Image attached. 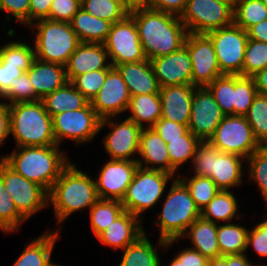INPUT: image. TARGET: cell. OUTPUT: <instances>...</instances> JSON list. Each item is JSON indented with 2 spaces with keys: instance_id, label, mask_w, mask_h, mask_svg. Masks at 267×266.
I'll return each instance as SVG.
<instances>
[{
  "instance_id": "cell-47",
  "label": "cell",
  "mask_w": 267,
  "mask_h": 266,
  "mask_svg": "<svg viewBox=\"0 0 267 266\" xmlns=\"http://www.w3.org/2000/svg\"><path fill=\"white\" fill-rule=\"evenodd\" d=\"M110 69H98L77 76L71 83L89 101L97 95L103 86Z\"/></svg>"
},
{
  "instance_id": "cell-1",
  "label": "cell",
  "mask_w": 267,
  "mask_h": 266,
  "mask_svg": "<svg viewBox=\"0 0 267 266\" xmlns=\"http://www.w3.org/2000/svg\"><path fill=\"white\" fill-rule=\"evenodd\" d=\"M129 15L134 19L148 60L171 54L185 45L189 32L179 16L151 8L135 10Z\"/></svg>"
},
{
  "instance_id": "cell-11",
  "label": "cell",
  "mask_w": 267,
  "mask_h": 266,
  "mask_svg": "<svg viewBox=\"0 0 267 266\" xmlns=\"http://www.w3.org/2000/svg\"><path fill=\"white\" fill-rule=\"evenodd\" d=\"M0 177L18 212L27 220L49 205L48 192L36 183L24 178L0 159Z\"/></svg>"
},
{
  "instance_id": "cell-26",
  "label": "cell",
  "mask_w": 267,
  "mask_h": 266,
  "mask_svg": "<svg viewBox=\"0 0 267 266\" xmlns=\"http://www.w3.org/2000/svg\"><path fill=\"white\" fill-rule=\"evenodd\" d=\"M81 43H104L112 23L90 15L83 8L69 22Z\"/></svg>"
},
{
  "instance_id": "cell-19",
  "label": "cell",
  "mask_w": 267,
  "mask_h": 266,
  "mask_svg": "<svg viewBox=\"0 0 267 266\" xmlns=\"http://www.w3.org/2000/svg\"><path fill=\"white\" fill-rule=\"evenodd\" d=\"M150 62L160 88L192 84V63L185 46L166 56L151 59Z\"/></svg>"
},
{
  "instance_id": "cell-28",
  "label": "cell",
  "mask_w": 267,
  "mask_h": 266,
  "mask_svg": "<svg viewBox=\"0 0 267 266\" xmlns=\"http://www.w3.org/2000/svg\"><path fill=\"white\" fill-rule=\"evenodd\" d=\"M183 235L191 238L194 247L203 256L208 259H214L220 256L219 244L217 241V224L198 218Z\"/></svg>"
},
{
  "instance_id": "cell-18",
  "label": "cell",
  "mask_w": 267,
  "mask_h": 266,
  "mask_svg": "<svg viewBox=\"0 0 267 266\" xmlns=\"http://www.w3.org/2000/svg\"><path fill=\"white\" fill-rule=\"evenodd\" d=\"M130 94L121 74L115 67L108 72L103 86L91 100L92 108L101 118L113 117L127 111Z\"/></svg>"
},
{
  "instance_id": "cell-34",
  "label": "cell",
  "mask_w": 267,
  "mask_h": 266,
  "mask_svg": "<svg viewBox=\"0 0 267 266\" xmlns=\"http://www.w3.org/2000/svg\"><path fill=\"white\" fill-rule=\"evenodd\" d=\"M237 201L234 195L228 190H220L215 197L200 212L201 218L217 223L218 221H230L238 218ZM216 219V220H214Z\"/></svg>"
},
{
  "instance_id": "cell-51",
  "label": "cell",
  "mask_w": 267,
  "mask_h": 266,
  "mask_svg": "<svg viewBox=\"0 0 267 266\" xmlns=\"http://www.w3.org/2000/svg\"><path fill=\"white\" fill-rule=\"evenodd\" d=\"M250 245L259 256L267 257V220L257 224L252 231L248 232L247 249Z\"/></svg>"
},
{
  "instance_id": "cell-48",
  "label": "cell",
  "mask_w": 267,
  "mask_h": 266,
  "mask_svg": "<svg viewBox=\"0 0 267 266\" xmlns=\"http://www.w3.org/2000/svg\"><path fill=\"white\" fill-rule=\"evenodd\" d=\"M221 151L212 146L208 141L201 142L196 148L193 158V165L196 176L210 177L213 171L214 156H218Z\"/></svg>"
},
{
  "instance_id": "cell-60",
  "label": "cell",
  "mask_w": 267,
  "mask_h": 266,
  "mask_svg": "<svg viewBox=\"0 0 267 266\" xmlns=\"http://www.w3.org/2000/svg\"><path fill=\"white\" fill-rule=\"evenodd\" d=\"M209 259L197 250L187 248L185 250V266H208Z\"/></svg>"
},
{
  "instance_id": "cell-50",
  "label": "cell",
  "mask_w": 267,
  "mask_h": 266,
  "mask_svg": "<svg viewBox=\"0 0 267 266\" xmlns=\"http://www.w3.org/2000/svg\"><path fill=\"white\" fill-rule=\"evenodd\" d=\"M80 8V0H53L47 19L51 21L70 22Z\"/></svg>"
},
{
  "instance_id": "cell-20",
  "label": "cell",
  "mask_w": 267,
  "mask_h": 266,
  "mask_svg": "<svg viewBox=\"0 0 267 266\" xmlns=\"http://www.w3.org/2000/svg\"><path fill=\"white\" fill-rule=\"evenodd\" d=\"M195 87L187 84L160 88L161 118L188 126Z\"/></svg>"
},
{
  "instance_id": "cell-45",
  "label": "cell",
  "mask_w": 267,
  "mask_h": 266,
  "mask_svg": "<svg viewBox=\"0 0 267 266\" xmlns=\"http://www.w3.org/2000/svg\"><path fill=\"white\" fill-rule=\"evenodd\" d=\"M35 58L34 48L27 43L10 42L0 48V62L22 65L26 72Z\"/></svg>"
},
{
  "instance_id": "cell-63",
  "label": "cell",
  "mask_w": 267,
  "mask_h": 266,
  "mask_svg": "<svg viewBox=\"0 0 267 266\" xmlns=\"http://www.w3.org/2000/svg\"><path fill=\"white\" fill-rule=\"evenodd\" d=\"M169 266H185V249L174 257Z\"/></svg>"
},
{
  "instance_id": "cell-37",
  "label": "cell",
  "mask_w": 267,
  "mask_h": 266,
  "mask_svg": "<svg viewBox=\"0 0 267 266\" xmlns=\"http://www.w3.org/2000/svg\"><path fill=\"white\" fill-rule=\"evenodd\" d=\"M267 19V6L262 0H237L233 10V23L247 30Z\"/></svg>"
},
{
  "instance_id": "cell-8",
  "label": "cell",
  "mask_w": 267,
  "mask_h": 266,
  "mask_svg": "<svg viewBox=\"0 0 267 266\" xmlns=\"http://www.w3.org/2000/svg\"><path fill=\"white\" fill-rule=\"evenodd\" d=\"M208 142L221 152L240 155L245 160L261 145L245 116L225 115Z\"/></svg>"
},
{
  "instance_id": "cell-2",
  "label": "cell",
  "mask_w": 267,
  "mask_h": 266,
  "mask_svg": "<svg viewBox=\"0 0 267 266\" xmlns=\"http://www.w3.org/2000/svg\"><path fill=\"white\" fill-rule=\"evenodd\" d=\"M63 154L58 145L24 146L1 159L15 172L49 193L62 171L70 164Z\"/></svg>"
},
{
  "instance_id": "cell-49",
  "label": "cell",
  "mask_w": 267,
  "mask_h": 266,
  "mask_svg": "<svg viewBox=\"0 0 267 266\" xmlns=\"http://www.w3.org/2000/svg\"><path fill=\"white\" fill-rule=\"evenodd\" d=\"M1 98L8 99L11 103L9 105L19 102H34L35 90L28 74L24 72L20 77L14 78L11 81V87Z\"/></svg>"
},
{
  "instance_id": "cell-23",
  "label": "cell",
  "mask_w": 267,
  "mask_h": 266,
  "mask_svg": "<svg viewBox=\"0 0 267 266\" xmlns=\"http://www.w3.org/2000/svg\"><path fill=\"white\" fill-rule=\"evenodd\" d=\"M114 67L126 83L130 96L160 92V86L150 60L123 63Z\"/></svg>"
},
{
  "instance_id": "cell-16",
  "label": "cell",
  "mask_w": 267,
  "mask_h": 266,
  "mask_svg": "<svg viewBox=\"0 0 267 266\" xmlns=\"http://www.w3.org/2000/svg\"><path fill=\"white\" fill-rule=\"evenodd\" d=\"M110 118L101 119L100 123V130L106 124L112 128L104 138L105 151L110 154L111 160L137 161L130 157L138 153L143 128L128 118L120 124L113 122Z\"/></svg>"
},
{
  "instance_id": "cell-4",
  "label": "cell",
  "mask_w": 267,
  "mask_h": 266,
  "mask_svg": "<svg viewBox=\"0 0 267 266\" xmlns=\"http://www.w3.org/2000/svg\"><path fill=\"white\" fill-rule=\"evenodd\" d=\"M10 134L16 147L57 145L53 133L52 117L42 100L9 105Z\"/></svg>"
},
{
  "instance_id": "cell-39",
  "label": "cell",
  "mask_w": 267,
  "mask_h": 266,
  "mask_svg": "<svg viewBox=\"0 0 267 266\" xmlns=\"http://www.w3.org/2000/svg\"><path fill=\"white\" fill-rule=\"evenodd\" d=\"M260 145H267V95L257 94L245 115Z\"/></svg>"
},
{
  "instance_id": "cell-38",
  "label": "cell",
  "mask_w": 267,
  "mask_h": 266,
  "mask_svg": "<svg viewBox=\"0 0 267 266\" xmlns=\"http://www.w3.org/2000/svg\"><path fill=\"white\" fill-rule=\"evenodd\" d=\"M81 8L90 15L107 20L112 24L123 20L129 14L123 7V2L113 0H82Z\"/></svg>"
},
{
  "instance_id": "cell-42",
  "label": "cell",
  "mask_w": 267,
  "mask_h": 266,
  "mask_svg": "<svg viewBox=\"0 0 267 266\" xmlns=\"http://www.w3.org/2000/svg\"><path fill=\"white\" fill-rule=\"evenodd\" d=\"M179 179L188 188L190 195L200 212L220 191L215 182L208 177L194 175L189 179V181L186 180L187 178L183 177Z\"/></svg>"
},
{
  "instance_id": "cell-10",
  "label": "cell",
  "mask_w": 267,
  "mask_h": 266,
  "mask_svg": "<svg viewBox=\"0 0 267 266\" xmlns=\"http://www.w3.org/2000/svg\"><path fill=\"white\" fill-rule=\"evenodd\" d=\"M189 33L207 34L233 23V10L218 0H187L179 17Z\"/></svg>"
},
{
  "instance_id": "cell-13",
  "label": "cell",
  "mask_w": 267,
  "mask_h": 266,
  "mask_svg": "<svg viewBox=\"0 0 267 266\" xmlns=\"http://www.w3.org/2000/svg\"><path fill=\"white\" fill-rule=\"evenodd\" d=\"M101 118L89 102L74 111H63L52 116L53 133L59 146L64 138L78 143L88 142L100 131Z\"/></svg>"
},
{
  "instance_id": "cell-24",
  "label": "cell",
  "mask_w": 267,
  "mask_h": 266,
  "mask_svg": "<svg viewBox=\"0 0 267 266\" xmlns=\"http://www.w3.org/2000/svg\"><path fill=\"white\" fill-rule=\"evenodd\" d=\"M141 219L125 211L97 238L102 244L111 246L115 250L125 249L145 233L140 223Z\"/></svg>"
},
{
  "instance_id": "cell-17",
  "label": "cell",
  "mask_w": 267,
  "mask_h": 266,
  "mask_svg": "<svg viewBox=\"0 0 267 266\" xmlns=\"http://www.w3.org/2000/svg\"><path fill=\"white\" fill-rule=\"evenodd\" d=\"M138 167L137 161L110 159L95 181L99 199L121 201Z\"/></svg>"
},
{
  "instance_id": "cell-5",
  "label": "cell",
  "mask_w": 267,
  "mask_h": 266,
  "mask_svg": "<svg viewBox=\"0 0 267 266\" xmlns=\"http://www.w3.org/2000/svg\"><path fill=\"white\" fill-rule=\"evenodd\" d=\"M172 182L162 212L157 219L159 222H156L161 231L159 245L166 248L174 241H178L186 230L201 217L200 210L196 207L185 184L179 178Z\"/></svg>"
},
{
  "instance_id": "cell-65",
  "label": "cell",
  "mask_w": 267,
  "mask_h": 266,
  "mask_svg": "<svg viewBox=\"0 0 267 266\" xmlns=\"http://www.w3.org/2000/svg\"><path fill=\"white\" fill-rule=\"evenodd\" d=\"M49 266H60V265H57V264H53L52 262L49 264Z\"/></svg>"
},
{
  "instance_id": "cell-35",
  "label": "cell",
  "mask_w": 267,
  "mask_h": 266,
  "mask_svg": "<svg viewBox=\"0 0 267 266\" xmlns=\"http://www.w3.org/2000/svg\"><path fill=\"white\" fill-rule=\"evenodd\" d=\"M91 228L96 238L125 212L121 201L99 199L90 209Z\"/></svg>"
},
{
  "instance_id": "cell-40",
  "label": "cell",
  "mask_w": 267,
  "mask_h": 266,
  "mask_svg": "<svg viewBox=\"0 0 267 266\" xmlns=\"http://www.w3.org/2000/svg\"><path fill=\"white\" fill-rule=\"evenodd\" d=\"M257 94L253 77L234 75V115L245 116Z\"/></svg>"
},
{
  "instance_id": "cell-27",
  "label": "cell",
  "mask_w": 267,
  "mask_h": 266,
  "mask_svg": "<svg viewBox=\"0 0 267 266\" xmlns=\"http://www.w3.org/2000/svg\"><path fill=\"white\" fill-rule=\"evenodd\" d=\"M243 157L233 153L220 152L214 156L211 178L220 190L228 191L233 186L242 183Z\"/></svg>"
},
{
  "instance_id": "cell-46",
  "label": "cell",
  "mask_w": 267,
  "mask_h": 266,
  "mask_svg": "<svg viewBox=\"0 0 267 266\" xmlns=\"http://www.w3.org/2000/svg\"><path fill=\"white\" fill-rule=\"evenodd\" d=\"M246 160L250 164V179L258 185L267 204V145H261Z\"/></svg>"
},
{
  "instance_id": "cell-21",
  "label": "cell",
  "mask_w": 267,
  "mask_h": 266,
  "mask_svg": "<svg viewBox=\"0 0 267 266\" xmlns=\"http://www.w3.org/2000/svg\"><path fill=\"white\" fill-rule=\"evenodd\" d=\"M107 56L102 43H80L65 65L68 82L87 72L111 69L113 66L110 63L105 65Z\"/></svg>"
},
{
  "instance_id": "cell-30",
  "label": "cell",
  "mask_w": 267,
  "mask_h": 266,
  "mask_svg": "<svg viewBox=\"0 0 267 266\" xmlns=\"http://www.w3.org/2000/svg\"><path fill=\"white\" fill-rule=\"evenodd\" d=\"M41 100L51 117L63 111L81 109L89 103L71 82H67L63 87L47 94Z\"/></svg>"
},
{
  "instance_id": "cell-66",
  "label": "cell",
  "mask_w": 267,
  "mask_h": 266,
  "mask_svg": "<svg viewBox=\"0 0 267 266\" xmlns=\"http://www.w3.org/2000/svg\"><path fill=\"white\" fill-rule=\"evenodd\" d=\"M262 2L267 6V0H262Z\"/></svg>"
},
{
  "instance_id": "cell-6",
  "label": "cell",
  "mask_w": 267,
  "mask_h": 266,
  "mask_svg": "<svg viewBox=\"0 0 267 266\" xmlns=\"http://www.w3.org/2000/svg\"><path fill=\"white\" fill-rule=\"evenodd\" d=\"M36 23L30 25L31 28L35 25L38 29V33L35 32V58L65 66L81 43L70 23L48 19H41Z\"/></svg>"
},
{
  "instance_id": "cell-15",
  "label": "cell",
  "mask_w": 267,
  "mask_h": 266,
  "mask_svg": "<svg viewBox=\"0 0 267 266\" xmlns=\"http://www.w3.org/2000/svg\"><path fill=\"white\" fill-rule=\"evenodd\" d=\"M225 117L209 89L195 87L188 128L201 142H207Z\"/></svg>"
},
{
  "instance_id": "cell-31",
  "label": "cell",
  "mask_w": 267,
  "mask_h": 266,
  "mask_svg": "<svg viewBox=\"0 0 267 266\" xmlns=\"http://www.w3.org/2000/svg\"><path fill=\"white\" fill-rule=\"evenodd\" d=\"M127 110L132 115L129 120L144 128L142 121L148 122L147 127L151 128L161 118V99L159 93L140 94L130 96Z\"/></svg>"
},
{
  "instance_id": "cell-56",
  "label": "cell",
  "mask_w": 267,
  "mask_h": 266,
  "mask_svg": "<svg viewBox=\"0 0 267 266\" xmlns=\"http://www.w3.org/2000/svg\"><path fill=\"white\" fill-rule=\"evenodd\" d=\"M53 0H30L29 9V25L33 23L32 20L47 19L49 17V10Z\"/></svg>"
},
{
  "instance_id": "cell-54",
  "label": "cell",
  "mask_w": 267,
  "mask_h": 266,
  "mask_svg": "<svg viewBox=\"0 0 267 266\" xmlns=\"http://www.w3.org/2000/svg\"><path fill=\"white\" fill-rule=\"evenodd\" d=\"M23 73L24 71L22 70V65L0 62V98L11 87V81L14 78L20 77Z\"/></svg>"
},
{
  "instance_id": "cell-3",
  "label": "cell",
  "mask_w": 267,
  "mask_h": 266,
  "mask_svg": "<svg viewBox=\"0 0 267 266\" xmlns=\"http://www.w3.org/2000/svg\"><path fill=\"white\" fill-rule=\"evenodd\" d=\"M99 200L95 181L70 163L48 193L58 223L82 208H91Z\"/></svg>"
},
{
  "instance_id": "cell-41",
  "label": "cell",
  "mask_w": 267,
  "mask_h": 266,
  "mask_svg": "<svg viewBox=\"0 0 267 266\" xmlns=\"http://www.w3.org/2000/svg\"><path fill=\"white\" fill-rule=\"evenodd\" d=\"M225 115H234V75H222L206 86Z\"/></svg>"
},
{
  "instance_id": "cell-64",
  "label": "cell",
  "mask_w": 267,
  "mask_h": 266,
  "mask_svg": "<svg viewBox=\"0 0 267 266\" xmlns=\"http://www.w3.org/2000/svg\"><path fill=\"white\" fill-rule=\"evenodd\" d=\"M224 4H227L232 10H234L237 0H218Z\"/></svg>"
},
{
  "instance_id": "cell-29",
  "label": "cell",
  "mask_w": 267,
  "mask_h": 266,
  "mask_svg": "<svg viewBox=\"0 0 267 266\" xmlns=\"http://www.w3.org/2000/svg\"><path fill=\"white\" fill-rule=\"evenodd\" d=\"M59 234L57 231L53 233L48 231L39 236L25 247L13 266H49L52 250Z\"/></svg>"
},
{
  "instance_id": "cell-44",
  "label": "cell",
  "mask_w": 267,
  "mask_h": 266,
  "mask_svg": "<svg viewBox=\"0 0 267 266\" xmlns=\"http://www.w3.org/2000/svg\"><path fill=\"white\" fill-rule=\"evenodd\" d=\"M26 219L18 212L12 197L0 177V229L3 232L16 231Z\"/></svg>"
},
{
  "instance_id": "cell-59",
  "label": "cell",
  "mask_w": 267,
  "mask_h": 266,
  "mask_svg": "<svg viewBox=\"0 0 267 266\" xmlns=\"http://www.w3.org/2000/svg\"><path fill=\"white\" fill-rule=\"evenodd\" d=\"M246 31L249 39L267 43V19L249 27Z\"/></svg>"
},
{
  "instance_id": "cell-9",
  "label": "cell",
  "mask_w": 267,
  "mask_h": 266,
  "mask_svg": "<svg viewBox=\"0 0 267 266\" xmlns=\"http://www.w3.org/2000/svg\"><path fill=\"white\" fill-rule=\"evenodd\" d=\"M213 43L222 75H241L247 31L232 23L206 34Z\"/></svg>"
},
{
  "instance_id": "cell-22",
  "label": "cell",
  "mask_w": 267,
  "mask_h": 266,
  "mask_svg": "<svg viewBox=\"0 0 267 266\" xmlns=\"http://www.w3.org/2000/svg\"><path fill=\"white\" fill-rule=\"evenodd\" d=\"M35 90V101L63 87L67 82L65 66L34 58L26 71Z\"/></svg>"
},
{
  "instance_id": "cell-14",
  "label": "cell",
  "mask_w": 267,
  "mask_h": 266,
  "mask_svg": "<svg viewBox=\"0 0 267 266\" xmlns=\"http://www.w3.org/2000/svg\"><path fill=\"white\" fill-rule=\"evenodd\" d=\"M192 63V85L204 87L222 76L212 41L206 34L188 33L185 45Z\"/></svg>"
},
{
  "instance_id": "cell-58",
  "label": "cell",
  "mask_w": 267,
  "mask_h": 266,
  "mask_svg": "<svg viewBox=\"0 0 267 266\" xmlns=\"http://www.w3.org/2000/svg\"><path fill=\"white\" fill-rule=\"evenodd\" d=\"M10 134L9 104L0 103V146Z\"/></svg>"
},
{
  "instance_id": "cell-36",
  "label": "cell",
  "mask_w": 267,
  "mask_h": 266,
  "mask_svg": "<svg viewBox=\"0 0 267 266\" xmlns=\"http://www.w3.org/2000/svg\"><path fill=\"white\" fill-rule=\"evenodd\" d=\"M171 161V175L174 176L178 166L185 163L188 159H193L196 148L201 141L189 130L180 138L163 139Z\"/></svg>"
},
{
  "instance_id": "cell-61",
  "label": "cell",
  "mask_w": 267,
  "mask_h": 266,
  "mask_svg": "<svg viewBox=\"0 0 267 266\" xmlns=\"http://www.w3.org/2000/svg\"><path fill=\"white\" fill-rule=\"evenodd\" d=\"M256 85L258 94L267 95V67L258 71L252 76Z\"/></svg>"
},
{
  "instance_id": "cell-33",
  "label": "cell",
  "mask_w": 267,
  "mask_h": 266,
  "mask_svg": "<svg viewBox=\"0 0 267 266\" xmlns=\"http://www.w3.org/2000/svg\"><path fill=\"white\" fill-rule=\"evenodd\" d=\"M124 250L119 266H162L157 251L145 233Z\"/></svg>"
},
{
  "instance_id": "cell-32",
  "label": "cell",
  "mask_w": 267,
  "mask_h": 266,
  "mask_svg": "<svg viewBox=\"0 0 267 266\" xmlns=\"http://www.w3.org/2000/svg\"><path fill=\"white\" fill-rule=\"evenodd\" d=\"M248 232L245 227L231 223L217 226L220 256L245 254Z\"/></svg>"
},
{
  "instance_id": "cell-25",
  "label": "cell",
  "mask_w": 267,
  "mask_h": 266,
  "mask_svg": "<svg viewBox=\"0 0 267 266\" xmlns=\"http://www.w3.org/2000/svg\"><path fill=\"white\" fill-rule=\"evenodd\" d=\"M139 153L144 159L143 162H145V167H143V162L140 159L137 160L139 167L171 174V161L166 143L152 127L142 129L138 149ZM148 163H152L153 165L157 164L159 167L150 166Z\"/></svg>"
},
{
  "instance_id": "cell-53",
  "label": "cell",
  "mask_w": 267,
  "mask_h": 266,
  "mask_svg": "<svg viewBox=\"0 0 267 266\" xmlns=\"http://www.w3.org/2000/svg\"><path fill=\"white\" fill-rule=\"evenodd\" d=\"M30 0H0V11L12 14L18 21L29 26Z\"/></svg>"
},
{
  "instance_id": "cell-67",
  "label": "cell",
  "mask_w": 267,
  "mask_h": 266,
  "mask_svg": "<svg viewBox=\"0 0 267 266\" xmlns=\"http://www.w3.org/2000/svg\"><path fill=\"white\" fill-rule=\"evenodd\" d=\"M113 1H117V2H123V0H113Z\"/></svg>"
},
{
  "instance_id": "cell-55",
  "label": "cell",
  "mask_w": 267,
  "mask_h": 266,
  "mask_svg": "<svg viewBox=\"0 0 267 266\" xmlns=\"http://www.w3.org/2000/svg\"><path fill=\"white\" fill-rule=\"evenodd\" d=\"M187 0H152L151 9L181 16ZM179 14V15H178Z\"/></svg>"
},
{
  "instance_id": "cell-43",
  "label": "cell",
  "mask_w": 267,
  "mask_h": 266,
  "mask_svg": "<svg viewBox=\"0 0 267 266\" xmlns=\"http://www.w3.org/2000/svg\"><path fill=\"white\" fill-rule=\"evenodd\" d=\"M267 67V43L248 38L242 69V76L252 77Z\"/></svg>"
},
{
  "instance_id": "cell-52",
  "label": "cell",
  "mask_w": 267,
  "mask_h": 266,
  "mask_svg": "<svg viewBox=\"0 0 267 266\" xmlns=\"http://www.w3.org/2000/svg\"><path fill=\"white\" fill-rule=\"evenodd\" d=\"M152 128L162 139L180 138V136L184 135L189 130L188 126L165 118H160Z\"/></svg>"
},
{
  "instance_id": "cell-57",
  "label": "cell",
  "mask_w": 267,
  "mask_h": 266,
  "mask_svg": "<svg viewBox=\"0 0 267 266\" xmlns=\"http://www.w3.org/2000/svg\"><path fill=\"white\" fill-rule=\"evenodd\" d=\"M208 266H253L246 254L225 255L209 259Z\"/></svg>"
},
{
  "instance_id": "cell-7",
  "label": "cell",
  "mask_w": 267,
  "mask_h": 266,
  "mask_svg": "<svg viewBox=\"0 0 267 266\" xmlns=\"http://www.w3.org/2000/svg\"><path fill=\"white\" fill-rule=\"evenodd\" d=\"M173 175L138 167L132 182L121 200L125 211L141 218V213L151 208L162 197L167 182Z\"/></svg>"
},
{
  "instance_id": "cell-62",
  "label": "cell",
  "mask_w": 267,
  "mask_h": 266,
  "mask_svg": "<svg viewBox=\"0 0 267 266\" xmlns=\"http://www.w3.org/2000/svg\"><path fill=\"white\" fill-rule=\"evenodd\" d=\"M152 0H123V7L130 13L135 10L151 8Z\"/></svg>"
},
{
  "instance_id": "cell-12",
  "label": "cell",
  "mask_w": 267,
  "mask_h": 266,
  "mask_svg": "<svg viewBox=\"0 0 267 266\" xmlns=\"http://www.w3.org/2000/svg\"><path fill=\"white\" fill-rule=\"evenodd\" d=\"M110 64L132 63L146 60L134 19L128 14L123 20L113 23L103 43Z\"/></svg>"
}]
</instances>
